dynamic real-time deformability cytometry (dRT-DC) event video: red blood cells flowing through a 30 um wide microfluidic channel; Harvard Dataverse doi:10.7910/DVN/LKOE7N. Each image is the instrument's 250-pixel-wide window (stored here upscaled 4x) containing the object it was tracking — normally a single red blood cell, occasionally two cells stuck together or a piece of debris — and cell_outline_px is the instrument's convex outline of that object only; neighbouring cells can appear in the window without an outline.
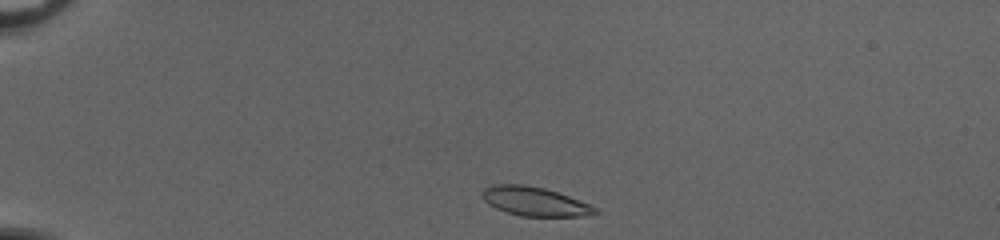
{"species": "common noctule bat (a hibernating species)", "species_latin": "Nyctalus noctula", "temperature_condition": "cold", "stored_images_in_passage": 7, "camera_frame_rate_fps": 3000, "um_per_image_px": 0.085, "animal": {"sex": "female", "body_mass_g": 20.0, "forearm_length_mm": 54.0}, "frame": {"image": 1, "passage_image": 1, "time_ms": 0.0, "image_size_px": [1000, 240], "cell_outline_px": [[600, 212], [584, 216], [520, 216], [496, 208], [488, 204], [480, 196], [480, 192], [484, 188], [492, 184], [524, 184], [544, 188], [568, 196], [588, 204], [596, 208]], "centroid_in_image_um": [45.38, 17.11], "position_along_channel_um": 39.6, "area_um2": 19.02}}